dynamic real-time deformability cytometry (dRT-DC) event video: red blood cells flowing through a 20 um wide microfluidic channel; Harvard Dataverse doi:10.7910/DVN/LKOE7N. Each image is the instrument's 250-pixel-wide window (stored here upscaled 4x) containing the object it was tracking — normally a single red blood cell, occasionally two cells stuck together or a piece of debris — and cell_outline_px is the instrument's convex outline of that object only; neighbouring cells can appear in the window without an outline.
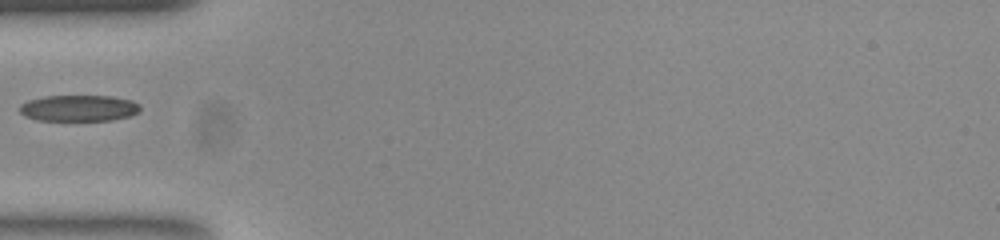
{"species": "common noctule bat (a hibernating species)", "species_latin": "Nyctalus noctula", "temperature_condition": "room temperature", "stored_images_in_passage": 37, "camera_frame_rate_fps": 3000, "um_per_image_px": 0.085, "animal": {"sex": "female", "body_mass_g": 23.0, "forearm_length_mm": 53.4}, "frame": {"image": 1, "passage_image": 1, "time_ms": 0.0, "image_size_px": [1000, 240], "cell_outline_px": [[140, 108], [136, 112], [128, 116], [108, 120], [40, 120], [28, 116], [20, 112], [20, 104], [28, 100], [44, 96], [112, 96], [132, 100], [140, 104]], "centroid_in_image_um": [6.7, 9.17], "position_along_channel_um": 78.3, "area_um2": 18.15}}
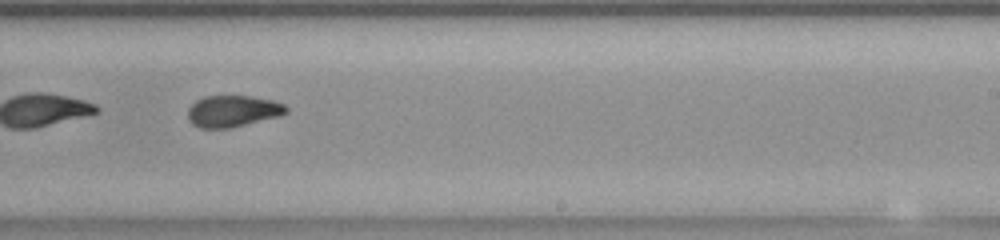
{"frame": {"image": 2, "passage_image": 16, "time_ms": 5.0, "image_size_px": [1000, 240], "cell_outline_px": [[288, 112], [280, 116], [228, 128], [200, 128], [192, 124], [188, 116], [188, 108], [196, 100], [204, 96], [252, 96], [272, 100], [284, 104], [288, 108]], "centroid_in_image_um": [19.79, 9.44], "position_along_channel_um": 269.2, "area_um2": 18.03}}
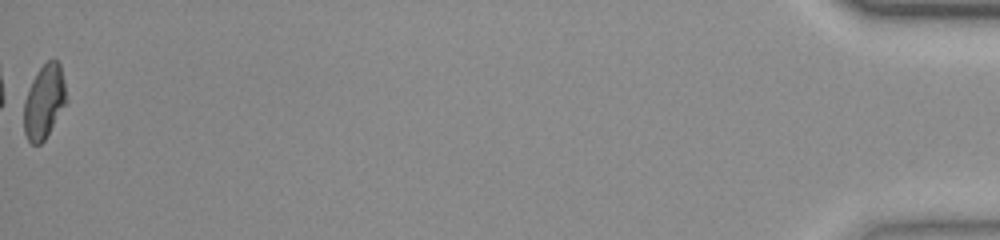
{"frame": {"image": 3, "passage_image": 37, "time_ms": 12.0, "image_size_px": [1000, 240], "cell_outline_px": [[64, 104], [44, 140], [40, 144], [32, 144], [28, 140], [24, 132], [20, 100], [32, 80], [40, 68], [48, 60], [56, 60], [60, 64], [64, 84]], "centroid_in_image_um": [3.63, 8.65], "position_along_channel_um": 431.6, "area_um2": 18.26}}